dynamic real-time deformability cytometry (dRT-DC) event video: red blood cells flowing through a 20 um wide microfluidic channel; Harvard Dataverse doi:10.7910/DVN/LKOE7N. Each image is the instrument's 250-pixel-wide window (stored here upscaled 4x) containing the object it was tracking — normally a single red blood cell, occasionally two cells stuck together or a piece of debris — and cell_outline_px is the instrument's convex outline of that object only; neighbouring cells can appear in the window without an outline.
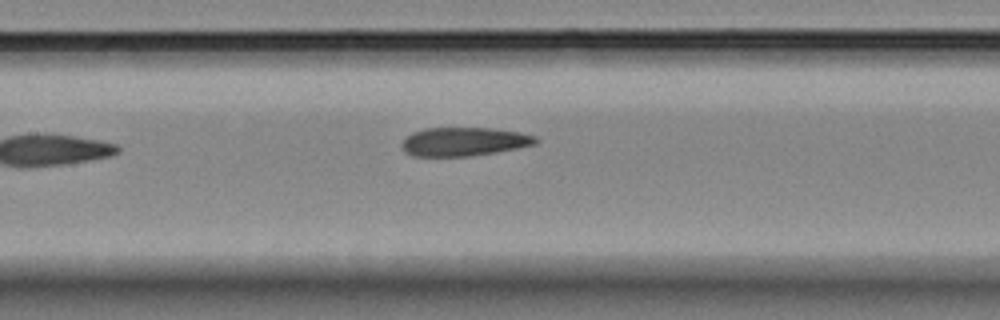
{"species": "Egyptian fruit bat (a non-hibernating species)", "species_latin": "Rousettus aegyptiacus", "temperature_condition": "room temperature", "stored_images_in_passage": 4, "camera_frame_rate_fps": 3000, "um_per_image_px": 0.085, "animal": {"sex": "female"}, "frame": {"image": 1, "passage_image": 4, "time_ms": 3.667, "image_size_px": [1000, 320], "cell_outline_px": [[540, 140], [536, 144], [496, 152], [468, 156], [412, 156], [404, 152], [400, 144], [412, 132], [424, 128], [492, 128], [520, 132], [536, 136]], "centroid_in_image_um": [39.43, 12.03], "position_along_channel_um": 168.0, "area_um2": 22.43}}